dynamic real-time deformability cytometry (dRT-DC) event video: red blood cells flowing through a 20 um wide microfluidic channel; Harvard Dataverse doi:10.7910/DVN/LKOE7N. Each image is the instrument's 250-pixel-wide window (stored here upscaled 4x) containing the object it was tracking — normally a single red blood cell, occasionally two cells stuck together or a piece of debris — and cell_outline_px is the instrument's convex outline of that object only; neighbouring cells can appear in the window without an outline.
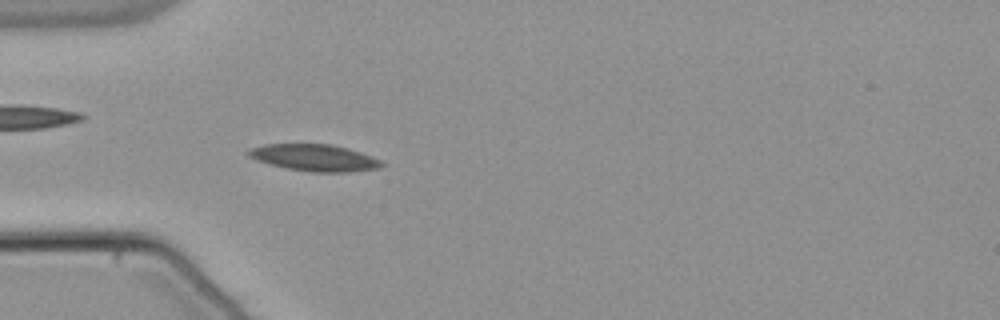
{"species": "common noctule bat (a hibernating species)", "species_latin": "Nyctalus noctula", "temperature_condition": "warm", "stored_images_in_passage": 52, "camera_frame_rate_fps": 3000, "um_per_image_px": 0.085, "animal": {"sex": "male", "body_mass_g": 21.5, "forearm_length_mm": 52.0}, "frame": {"image": 1, "passage_image": 14, "time_ms": 4.333, "image_size_px": [1000, 320], "cell_outline_px": [[388, 164], [380, 168], [348, 172], [312, 172], [284, 168], [268, 164], [256, 160], [248, 156], [244, 152], [248, 148], [264, 144], [332, 144], [360, 152], [372, 156]], "centroid_in_image_um": [26.7, 13.41], "position_along_channel_um": 58.3, "area_um2": 21.1}}
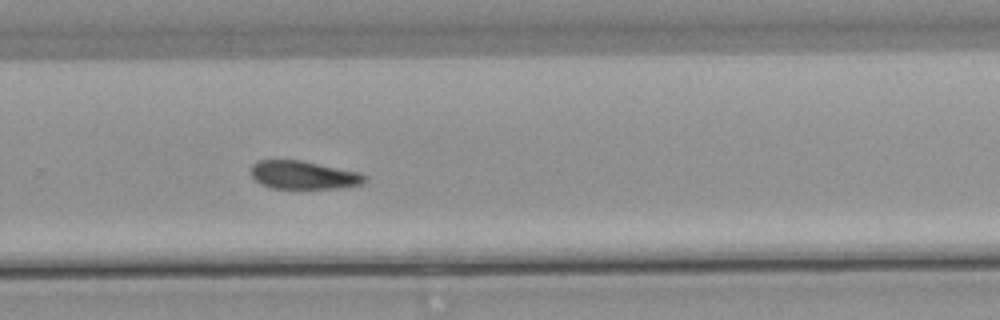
{"frame": {"image": 2, "passage_image": 34, "time_ms": 11.0, "image_size_px": [1000, 320], "cell_outline_px": [[368, 180], [364, 184], [344, 188], [272, 188], [260, 184], [252, 176], [252, 164], [256, 160], [300, 160], [360, 172], [368, 176]], "centroid_in_image_um": [25.86, 14.88], "position_along_channel_um": 303.9, "area_um2": 18.9}}
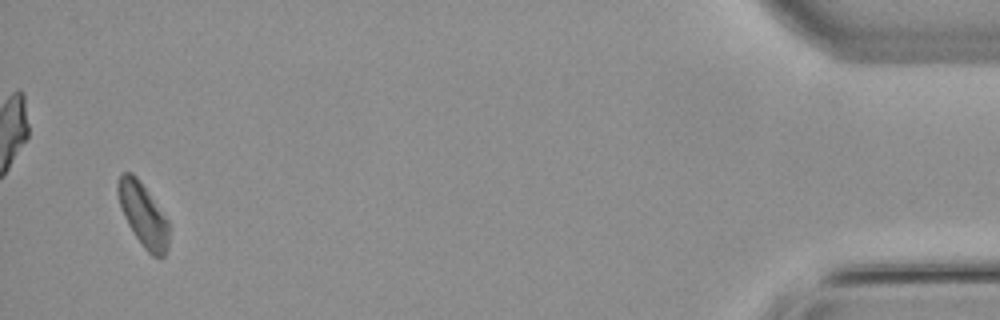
{"frame": {"image": 3, "passage_image": 50, "time_ms": 16.333, "image_size_px": [1000, 320], "cell_outline_px": [[168, 248], [164, 256], [152, 256], [144, 248], [128, 224], [124, 216], [116, 192], [116, 184], [120, 176], [124, 172], [132, 172], [136, 176], [168, 220]], "centroid_in_image_um": [12.15, 18.25], "position_along_channel_um": 423.0, "area_um2": 18.5}, "authors_computed_cell_mechanics": {"area_um2": 19.6231, "velocity_mm_per_s": 3.7634, "shape_relaxation_time_tau1_ms": 5.2662, "shape_relaxation_time_tau2_ms": null, "deformation_change_tau1": 0.099, "deformation_change_tau2": null}}